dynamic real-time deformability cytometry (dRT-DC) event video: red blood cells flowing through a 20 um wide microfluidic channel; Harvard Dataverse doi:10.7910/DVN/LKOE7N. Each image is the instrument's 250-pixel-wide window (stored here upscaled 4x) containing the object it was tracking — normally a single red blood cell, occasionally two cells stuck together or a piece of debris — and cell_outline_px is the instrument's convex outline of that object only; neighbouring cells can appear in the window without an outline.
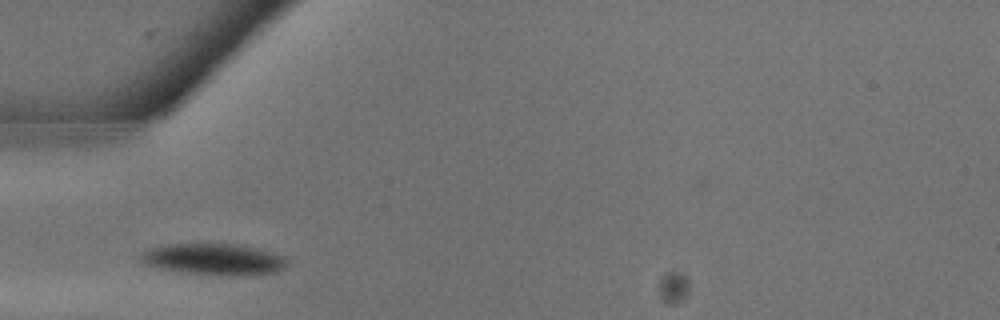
{"species": "common noctule bat (a hibernating species)", "species_latin": "Nyctalus noctula", "temperature_condition": "warm", "stored_images_in_passage": 5, "camera_frame_rate_fps": 3000, "um_per_image_px": 0.085, "animal": {"sex": "male", "body_mass_g": 13.3}, "frame": {"image": 1, "passage_image": 2, "time_ms": 0.333, "image_size_px": [1000, 320], "cell_outline_px": [[288, 264], [284, 268], [276, 272], [236, 276], [232, 276], [188, 272], [164, 268], [144, 264], [140, 260], [140, 252], [148, 248], [164, 244], [236, 244], [256, 248], [288, 256]], "centroid_in_image_um": [18.22, 22.02], "position_along_channel_um": 66.8, "area_um2": 26.76}}
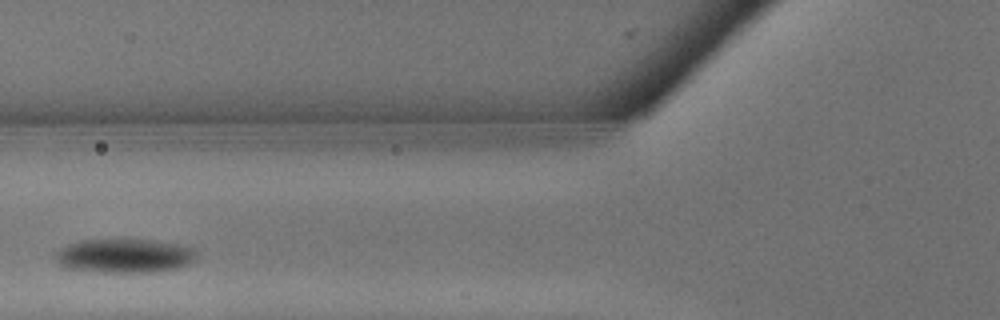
{"frame": {"image": 2, "passage_image": 4, "time_ms": 1.0, "image_size_px": [1000, 320], "cell_outline_px": [[196, 252], [188, 264], [176, 268], [148, 272], [104, 272], [68, 268], [60, 264], [56, 260], [56, 252], [60, 248], [68, 244], [80, 240], [156, 240], [180, 244], [196, 248]], "centroid_in_image_um": [10.58, 21.73], "position_along_channel_um": 115.2, "area_um2": 27.63}}